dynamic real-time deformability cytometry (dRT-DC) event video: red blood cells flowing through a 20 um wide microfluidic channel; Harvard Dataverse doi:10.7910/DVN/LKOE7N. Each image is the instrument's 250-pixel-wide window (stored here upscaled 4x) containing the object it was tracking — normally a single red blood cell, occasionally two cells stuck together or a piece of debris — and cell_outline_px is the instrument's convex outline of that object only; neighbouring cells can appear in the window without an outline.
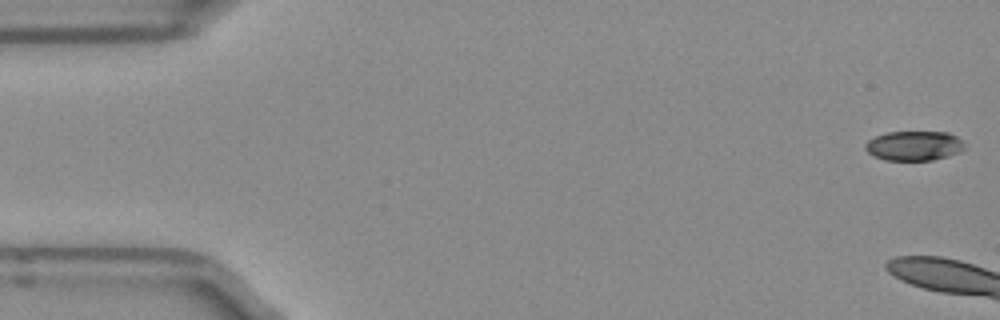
{"species": "Egyptian fruit bat (a non-hibernating species)", "species_latin": "Rousettus aegyptiacus", "temperature_condition": "room temperature", "stored_images_in_passage": 3, "camera_frame_rate_fps": 3000, "um_per_image_px": 0.085, "frame": {"image": 1, "passage_image": 1, "time_ms": 0.0, "image_size_px": [1000, 320], "cell_outline_px": [[964, 148], [948, 156], [932, 160], [884, 160], [872, 156], [864, 148], [864, 144], [868, 140], [876, 136], [888, 132], [948, 132], [956, 136], [964, 144]], "centroid_in_image_um": [77.64, 12.39], "position_along_channel_um": 7.4, "area_um2": 17.05}}